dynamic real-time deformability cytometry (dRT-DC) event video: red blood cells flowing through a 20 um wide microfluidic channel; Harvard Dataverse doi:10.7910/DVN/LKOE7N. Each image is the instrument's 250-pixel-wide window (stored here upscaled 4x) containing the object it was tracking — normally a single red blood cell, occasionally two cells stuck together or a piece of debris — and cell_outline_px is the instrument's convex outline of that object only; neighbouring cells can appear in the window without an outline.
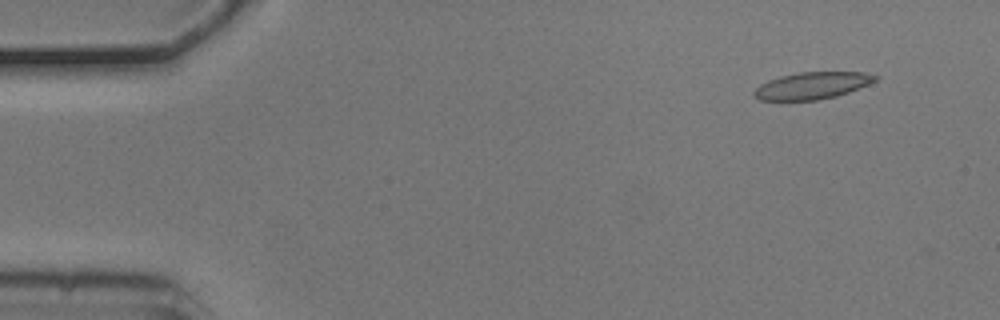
{"species": "common noctule bat (a hibernating species)", "species_latin": "Nyctalus noctula", "temperature_condition": "cold", "stored_images_in_passage": 5, "camera_frame_rate_fps": 3000, "um_per_image_px": 0.085, "animal": {"sex": "male", "body_mass_g": 20.5, "forearm_length_mm": 52.5}, "frame": {"image": 1, "passage_image": 2, "time_ms": 0.333, "image_size_px": [1000, 320], "cell_outline_px": [[880, 76], [876, 80], [868, 84], [848, 92], [836, 96], [816, 100], [760, 100], [752, 96], [752, 92], [760, 84], [768, 80], [780, 76], [796, 72], [864, 72]], "centroid_in_image_um": [69.0, 7.27], "position_along_channel_um": 16.0, "area_um2": 19.07}}
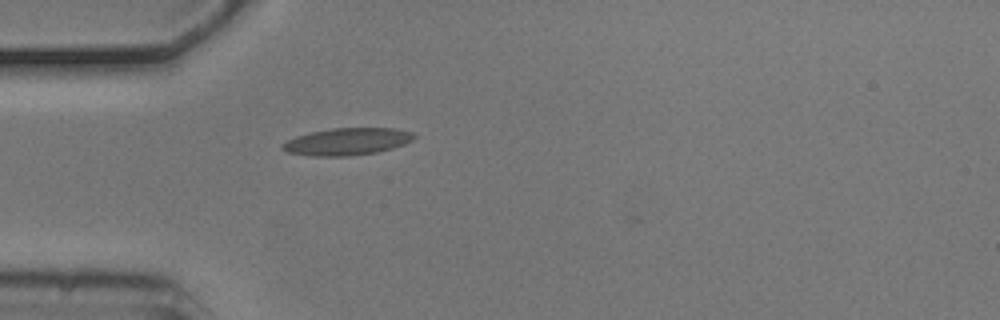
{"frame": {"image": 2, "passage_image": 5, "time_ms": 1.333, "image_size_px": [1000, 320], "cell_outline_px": [[416, 136], [412, 140], [404, 144], [392, 148], [376, 152], [348, 156], [312, 156], [288, 152], [280, 148], [280, 144], [296, 136], [312, 132], [332, 128], [396, 128], [412, 132]], "centroid_in_image_um": [29.5, 12.03], "position_along_channel_um": 55.5, "area_um2": 20.75}}